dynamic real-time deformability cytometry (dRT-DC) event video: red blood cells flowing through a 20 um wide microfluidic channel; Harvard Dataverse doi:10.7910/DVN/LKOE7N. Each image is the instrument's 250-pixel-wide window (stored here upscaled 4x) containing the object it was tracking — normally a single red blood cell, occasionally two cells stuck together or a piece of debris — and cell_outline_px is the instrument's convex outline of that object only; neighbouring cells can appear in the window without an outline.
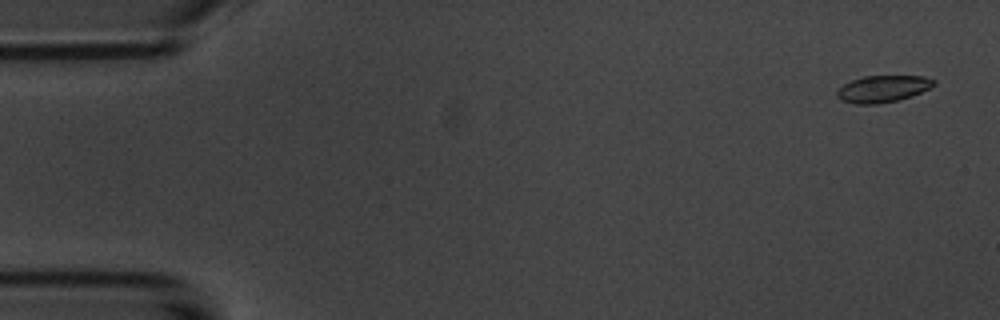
{"species": "common noctule bat (a hibernating species)", "species_latin": "Nyctalus noctula", "temperature_condition": "room temperature", "stored_images_in_passage": 55, "camera_frame_rate_fps": 3000, "um_per_image_px": 0.085, "animal": {"sex": "male", "body_mass_g": 20.1, "forearm_length_mm": 53.5}, "frame": {"image": 1, "passage_image": 3, "time_ms": 0.667, "image_size_px": [1000, 320], "cell_outline_px": [[936, 84], [912, 96], [896, 100], [876, 104], [856, 104], [840, 100], [836, 96], [836, 92], [844, 84], [852, 80], [864, 76], [924, 76], [936, 80]], "centroid_in_image_um": [75.03, 7.55], "position_along_channel_um": 10.0, "area_um2": 15.03}}
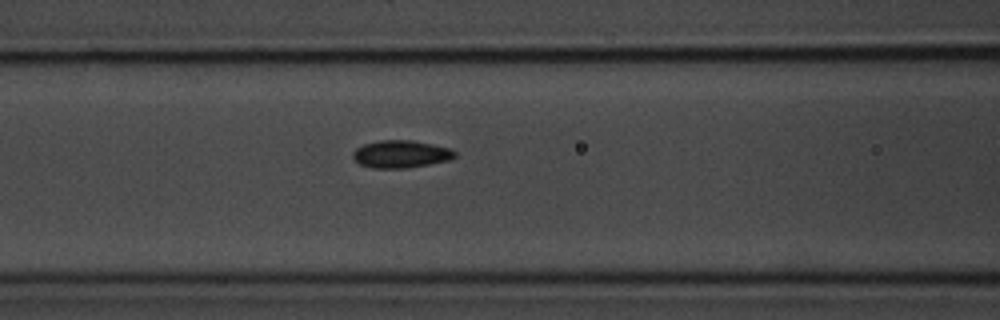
{"frame": {"image": 2, "passage_image": 23, "time_ms": 7.333, "image_size_px": [1000, 320], "cell_outline_px": [[456, 156], [448, 160], [408, 168], [372, 168], [360, 164], [352, 156], [352, 152], [356, 148], [364, 144], [380, 140], [412, 140], [432, 144], [448, 148], [456, 152]], "centroid_in_image_um": [34.05, 13.09], "position_along_channel_um": 132.6, "area_um2": 16.24}}
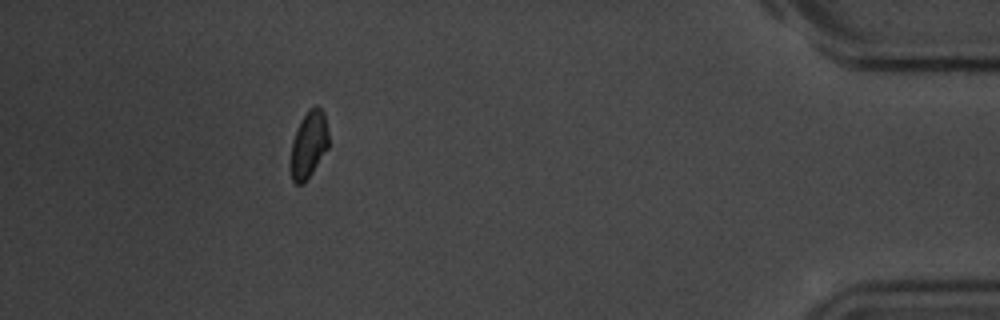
{"frame": {"image": 3, "passage_image": 50, "time_ms": 16.333, "image_size_px": [1000, 320], "cell_outline_px": [[328, 148], [304, 184], [296, 184], [292, 180], [288, 168], [288, 164], [292, 140], [308, 108], [316, 104], [324, 112], [328, 132]], "centroid_in_image_um": [26.2, 12.33], "position_along_channel_um": 409.0, "area_um2": 15.09}, "authors_computed_cell_mechanics": {"area_um2": 15.4904, "velocity_mm_per_s": 3.6875, "shape_relaxation_time_tau1_ms": 1.9503, "shape_relaxation_time_tau2_ms": 1.1614, "deformation_change_tau1": 0.0802, "deformation_change_tau2": 0.0351}}